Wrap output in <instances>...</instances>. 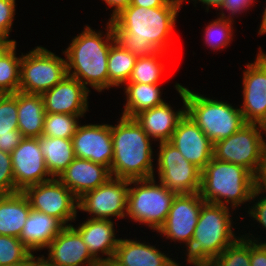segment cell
<instances>
[{
	"mask_svg": "<svg viewBox=\"0 0 266 266\" xmlns=\"http://www.w3.org/2000/svg\"><path fill=\"white\" fill-rule=\"evenodd\" d=\"M264 191L266 192V145L264 148L262 163L255 175V189L251 200H254L260 193H264Z\"/></svg>",
	"mask_w": 266,
	"mask_h": 266,
	"instance_id": "40",
	"label": "cell"
},
{
	"mask_svg": "<svg viewBox=\"0 0 266 266\" xmlns=\"http://www.w3.org/2000/svg\"><path fill=\"white\" fill-rule=\"evenodd\" d=\"M169 142L201 170L213 158V143L187 114L179 121Z\"/></svg>",
	"mask_w": 266,
	"mask_h": 266,
	"instance_id": "18",
	"label": "cell"
},
{
	"mask_svg": "<svg viewBox=\"0 0 266 266\" xmlns=\"http://www.w3.org/2000/svg\"><path fill=\"white\" fill-rule=\"evenodd\" d=\"M48 259L42 255L41 259L48 266H101L91 255L81 235L70 225L49 243Z\"/></svg>",
	"mask_w": 266,
	"mask_h": 266,
	"instance_id": "17",
	"label": "cell"
},
{
	"mask_svg": "<svg viewBox=\"0 0 266 266\" xmlns=\"http://www.w3.org/2000/svg\"><path fill=\"white\" fill-rule=\"evenodd\" d=\"M30 211L23 192L0 195V235L19 238Z\"/></svg>",
	"mask_w": 266,
	"mask_h": 266,
	"instance_id": "26",
	"label": "cell"
},
{
	"mask_svg": "<svg viewBox=\"0 0 266 266\" xmlns=\"http://www.w3.org/2000/svg\"><path fill=\"white\" fill-rule=\"evenodd\" d=\"M114 258L124 266H180L155 246L120 239Z\"/></svg>",
	"mask_w": 266,
	"mask_h": 266,
	"instance_id": "24",
	"label": "cell"
},
{
	"mask_svg": "<svg viewBox=\"0 0 266 266\" xmlns=\"http://www.w3.org/2000/svg\"><path fill=\"white\" fill-rule=\"evenodd\" d=\"M186 114L214 144L236 133L245 123L240 108L213 100L185 87Z\"/></svg>",
	"mask_w": 266,
	"mask_h": 266,
	"instance_id": "6",
	"label": "cell"
},
{
	"mask_svg": "<svg viewBox=\"0 0 266 266\" xmlns=\"http://www.w3.org/2000/svg\"><path fill=\"white\" fill-rule=\"evenodd\" d=\"M211 266H251L250 239L246 235L238 238L213 260Z\"/></svg>",
	"mask_w": 266,
	"mask_h": 266,
	"instance_id": "33",
	"label": "cell"
},
{
	"mask_svg": "<svg viewBox=\"0 0 266 266\" xmlns=\"http://www.w3.org/2000/svg\"><path fill=\"white\" fill-rule=\"evenodd\" d=\"M64 227L55 217L31 209L19 239L31 252L42 250Z\"/></svg>",
	"mask_w": 266,
	"mask_h": 266,
	"instance_id": "23",
	"label": "cell"
},
{
	"mask_svg": "<svg viewBox=\"0 0 266 266\" xmlns=\"http://www.w3.org/2000/svg\"><path fill=\"white\" fill-rule=\"evenodd\" d=\"M154 178L129 180L130 186L135 184V187L128 188L126 215L135 222L147 224L158 231L165 223L177 194L162 183L156 184Z\"/></svg>",
	"mask_w": 266,
	"mask_h": 266,
	"instance_id": "7",
	"label": "cell"
},
{
	"mask_svg": "<svg viewBox=\"0 0 266 266\" xmlns=\"http://www.w3.org/2000/svg\"><path fill=\"white\" fill-rule=\"evenodd\" d=\"M41 260V257H35L33 254L24 262L13 265V266H36V264Z\"/></svg>",
	"mask_w": 266,
	"mask_h": 266,
	"instance_id": "47",
	"label": "cell"
},
{
	"mask_svg": "<svg viewBox=\"0 0 266 266\" xmlns=\"http://www.w3.org/2000/svg\"><path fill=\"white\" fill-rule=\"evenodd\" d=\"M15 15V0H0V34L9 38Z\"/></svg>",
	"mask_w": 266,
	"mask_h": 266,
	"instance_id": "38",
	"label": "cell"
},
{
	"mask_svg": "<svg viewBox=\"0 0 266 266\" xmlns=\"http://www.w3.org/2000/svg\"><path fill=\"white\" fill-rule=\"evenodd\" d=\"M101 266H124L120 264L114 257L109 260H105L101 263Z\"/></svg>",
	"mask_w": 266,
	"mask_h": 266,
	"instance_id": "50",
	"label": "cell"
},
{
	"mask_svg": "<svg viewBox=\"0 0 266 266\" xmlns=\"http://www.w3.org/2000/svg\"><path fill=\"white\" fill-rule=\"evenodd\" d=\"M22 135L18 129L17 92L0 94V136Z\"/></svg>",
	"mask_w": 266,
	"mask_h": 266,
	"instance_id": "34",
	"label": "cell"
},
{
	"mask_svg": "<svg viewBox=\"0 0 266 266\" xmlns=\"http://www.w3.org/2000/svg\"><path fill=\"white\" fill-rule=\"evenodd\" d=\"M11 158L15 187L19 191L52 179L39 146V138L24 137L11 152Z\"/></svg>",
	"mask_w": 266,
	"mask_h": 266,
	"instance_id": "14",
	"label": "cell"
},
{
	"mask_svg": "<svg viewBox=\"0 0 266 266\" xmlns=\"http://www.w3.org/2000/svg\"><path fill=\"white\" fill-rule=\"evenodd\" d=\"M183 1L170 0L156 8L130 4L111 20L115 42L138 57L166 52Z\"/></svg>",
	"mask_w": 266,
	"mask_h": 266,
	"instance_id": "1",
	"label": "cell"
},
{
	"mask_svg": "<svg viewBox=\"0 0 266 266\" xmlns=\"http://www.w3.org/2000/svg\"><path fill=\"white\" fill-rule=\"evenodd\" d=\"M18 129L23 137L42 136L45 107L42 95L17 92Z\"/></svg>",
	"mask_w": 266,
	"mask_h": 266,
	"instance_id": "25",
	"label": "cell"
},
{
	"mask_svg": "<svg viewBox=\"0 0 266 266\" xmlns=\"http://www.w3.org/2000/svg\"><path fill=\"white\" fill-rule=\"evenodd\" d=\"M67 75L66 59L37 46L26 55L22 53L19 91L42 95Z\"/></svg>",
	"mask_w": 266,
	"mask_h": 266,
	"instance_id": "9",
	"label": "cell"
},
{
	"mask_svg": "<svg viewBox=\"0 0 266 266\" xmlns=\"http://www.w3.org/2000/svg\"><path fill=\"white\" fill-rule=\"evenodd\" d=\"M15 40L9 38H0V59L14 46Z\"/></svg>",
	"mask_w": 266,
	"mask_h": 266,
	"instance_id": "46",
	"label": "cell"
},
{
	"mask_svg": "<svg viewBox=\"0 0 266 266\" xmlns=\"http://www.w3.org/2000/svg\"><path fill=\"white\" fill-rule=\"evenodd\" d=\"M175 88L180 94L183 102V110L174 112L168 103H162L151 109L144 110L134 118L141 125L147 135L159 142L169 141L179 121L186 114L185 87L176 83Z\"/></svg>",
	"mask_w": 266,
	"mask_h": 266,
	"instance_id": "20",
	"label": "cell"
},
{
	"mask_svg": "<svg viewBox=\"0 0 266 266\" xmlns=\"http://www.w3.org/2000/svg\"><path fill=\"white\" fill-rule=\"evenodd\" d=\"M243 73L242 112L245 123L266 126V54L259 51Z\"/></svg>",
	"mask_w": 266,
	"mask_h": 266,
	"instance_id": "13",
	"label": "cell"
},
{
	"mask_svg": "<svg viewBox=\"0 0 266 266\" xmlns=\"http://www.w3.org/2000/svg\"><path fill=\"white\" fill-rule=\"evenodd\" d=\"M254 3V0H225L224 3L221 5V11L222 9L229 10L232 15H235L236 13H241L243 10H246L249 8V6Z\"/></svg>",
	"mask_w": 266,
	"mask_h": 266,
	"instance_id": "42",
	"label": "cell"
},
{
	"mask_svg": "<svg viewBox=\"0 0 266 266\" xmlns=\"http://www.w3.org/2000/svg\"><path fill=\"white\" fill-rule=\"evenodd\" d=\"M138 56L122 48L118 43L111 45L108 55L109 87H118L128 82Z\"/></svg>",
	"mask_w": 266,
	"mask_h": 266,
	"instance_id": "29",
	"label": "cell"
},
{
	"mask_svg": "<svg viewBox=\"0 0 266 266\" xmlns=\"http://www.w3.org/2000/svg\"><path fill=\"white\" fill-rule=\"evenodd\" d=\"M159 144L157 169L160 183L177 195L199 192L202 170L186 160L169 141Z\"/></svg>",
	"mask_w": 266,
	"mask_h": 266,
	"instance_id": "11",
	"label": "cell"
},
{
	"mask_svg": "<svg viewBox=\"0 0 266 266\" xmlns=\"http://www.w3.org/2000/svg\"><path fill=\"white\" fill-rule=\"evenodd\" d=\"M111 132L113 141L111 176L126 180L153 178L151 139L136 119L121 116L117 125H111Z\"/></svg>",
	"mask_w": 266,
	"mask_h": 266,
	"instance_id": "3",
	"label": "cell"
},
{
	"mask_svg": "<svg viewBox=\"0 0 266 266\" xmlns=\"http://www.w3.org/2000/svg\"><path fill=\"white\" fill-rule=\"evenodd\" d=\"M72 142L75 157L101 164L110 170L113 160L111 125H78Z\"/></svg>",
	"mask_w": 266,
	"mask_h": 266,
	"instance_id": "16",
	"label": "cell"
},
{
	"mask_svg": "<svg viewBox=\"0 0 266 266\" xmlns=\"http://www.w3.org/2000/svg\"><path fill=\"white\" fill-rule=\"evenodd\" d=\"M129 185V180L111 177L78 198V209L92 214L93 219L125 218Z\"/></svg>",
	"mask_w": 266,
	"mask_h": 266,
	"instance_id": "12",
	"label": "cell"
},
{
	"mask_svg": "<svg viewBox=\"0 0 266 266\" xmlns=\"http://www.w3.org/2000/svg\"><path fill=\"white\" fill-rule=\"evenodd\" d=\"M259 35L266 34V7L263 12L262 22L260 24Z\"/></svg>",
	"mask_w": 266,
	"mask_h": 266,
	"instance_id": "49",
	"label": "cell"
},
{
	"mask_svg": "<svg viewBox=\"0 0 266 266\" xmlns=\"http://www.w3.org/2000/svg\"><path fill=\"white\" fill-rule=\"evenodd\" d=\"M126 83L127 102L124 105L122 116L134 118L140 112L164 103V100L161 99V91L158 84Z\"/></svg>",
	"mask_w": 266,
	"mask_h": 266,
	"instance_id": "28",
	"label": "cell"
},
{
	"mask_svg": "<svg viewBox=\"0 0 266 266\" xmlns=\"http://www.w3.org/2000/svg\"><path fill=\"white\" fill-rule=\"evenodd\" d=\"M24 137L22 135H4L0 136V150L11 154V152L20 144Z\"/></svg>",
	"mask_w": 266,
	"mask_h": 266,
	"instance_id": "43",
	"label": "cell"
},
{
	"mask_svg": "<svg viewBox=\"0 0 266 266\" xmlns=\"http://www.w3.org/2000/svg\"><path fill=\"white\" fill-rule=\"evenodd\" d=\"M111 177L110 170L106 166L75 157L58 179L77 198H80L84 193L96 189Z\"/></svg>",
	"mask_w": 266,
	"mask_h": 266,
	"instance_id": "21",
	"label": "cell"
},
{
	"mask_svg": "<svg viewBox=\"0 0 266 266\" xmlns=\"http://www.w3.org/2000/svg\"><path fill=\"white\" fill-rule=\"evenodd\" d=\"M105 3L108 4L109 7H114L113 12L111 14V18L109 19L110 21L118 15L123 9L128 7L131 4L132 0H104Z\"/></svg>",
	"mask_w": 266,
	"mask_h": 266,
	"instance_id": "44",
	"label": "cell"
},
{
	"mask_svg": "<svg viewBox=\"0 0 266 266\" xmlns=\"http://www.w3.org/2000/svg\"><path fill=\"white\" fill-rule=\"evenodd\" d=\"M106 27L104 40L102 32L97 33L86 26L63 52L68 75L76 78L85 87L89 84L98 92L109 89L108 55L115 42L110 20Z\"/></svg>",
	"mask_w": 266,
	"mask_h": 266,
	"instance_id": "2",
	"label": "cell"
},
{
	"mask_svg": "<svg viewBox=\"0 0 266 266\" xmlns=\"http://www.w3.org/2000/svg\"><path fill=\"white\" fill-rule=\"evenodd\" d=\"M266 127L244 124L236 133L213 144V158L234 163L248 169L254 176L262 163L266 140L262 137Z\"/></svg>",
	"mask_w": 266,
	"mask_h": 266,
	"instance_id": "8",
	"label": "cell"
},
{
	"mask_svg": "<svg viewBox=\"0 0 266 266\" xmlns=\"http://www.w3.org/2000/svg\"><path fill=\"white\" fill-rule=\"evenodd\" d=\"M39 146L51 178H58L75 159L72 139L42 135Z\"/></svg>",
	"mask_w": 266,
	"mask_h": 266,
	"instance_id": "27",
	"label": "cell"
},
{
	"mask_svg": "<svg viewBox=\"0 0 266 266\" xmlns=\"http://www.w3.org/2000/svg\"><path fill=\"white\" fill-rule=\"evenodd\" d=\"M22 192L31 209L55 217L64 226L76 219L78 198L58 178L28 186Z\"/></svg>",
	"mask_w": 266,
	"mask_h": 266,
	"instance_id": "10",
	"label": "cell"
},
{
	"mask_svg": "<svg viewBox=\"0 0 266 266\" xmlns=\"http://www.w3.org/2000/svg\"><path fill=\"white\" fill-rule=\"evenodd\" d=\"M254 189L255 176L241 165L212 158L202 169L199 194L205 202L235 209L251 200Z\"/></svg>",
	"mask_w": 266,
	"mask_h": 266,
	"instance_id": "5",
	"label": "cell"
},
{
	"mask_svg": "<svg viewBox=\"0 0 266 266\" xmlns=\"http://www.w3.org/2000/svg\"><path fill=\"white\" fill-rule=\"evenodd\" d=\"M228 206L205 202L199 213L193 238L188 240L187 262L194 266H211L213 260L239 237L232 232Z\"/></svg>",
	"mask_w": 266,
	"mask_h": 266,
	"instance_id": "4",
	"label": "cell"
},
{
	"mask_svg": "<svg viewBox=\"0 0 266 266\" xmlns=\"http://www.w3.org/2000/svg\"><path fill=\"white\" fill-rule=\"evenodd\" d=\"M114 222L107 219L90 218L77 228L71 225L82 237L91 255L101 264L114 257L120 239L115 238ZM98 252L107 255L101 258Z\"/></svg>",
	"mask_w": 266,
	"mask_h": 266,
	"instance_id": "22",
	"label": "cell"
},
{
	"mask_svg": "<svg viewBox=\"0 0 266 266\" xmlns=\"http://www.w3.org/2000/svg\"><path fill=\"white\" fill-rule=\"evenodd\" d=\"M258 202H256L251 209H249L248 213L251 217L255 218L259 224H262V227L266 229V196L265 198H259Z\"/></svg>",
	"mask_w": 266,
	"mask_h": 266,
	"instance_id": "41",
	"label": "cell"
},
{
	"mask_svg": "<svg viewBox=\"0 0 266 266\" xmlns=\"http://www.w3.org/2000/svg\"><path fill=\"white\" fill-rule=\"evenodd\" d=\"M164 53L163 51H158L148 56H139L128 82L159 84L165 67L159 60L164 56Z\"/></svg>",
	"mask_w": 266,
	"mask_h": 266,
	"instance_id": "30",
	"label": "cell"
},
{
	"mask_svg": "<svg viewBox=\"0 0 266 266\" xmlns=\"http://www.w3.org/2000/svg\"><path fill=\"white\" fill-rule=\"evenodd\" d=\"M36 266H48L42 259L36 264Z\"/></svg>",
	"mask_w": 266,
	"mask_h": 266,
	"instance_id": "51",
	"label": "cell"
},
{
	"mask_svg": "<svg viewBox=\"0 0 266 266\" xmlns=\"http://www.w3.org/2000/svg\"><path fill=\"white\" fill-rule=\"evenodd\" d=\"M205 201L199 192L176 195L165 223L157 232L167 239L186 243L193 238L194 229L198 223L199 213Z\"/></svg>",
	"mask_w": 266,
	"mask_h": 266,
	"instance_id": "15",
	"label": "cell"
},
{
	"mask_svg": "<svg viewBox=\"0 0 266 266\" xmlns=\"http://www.w3.org/2000/svg\"><path fill=\"white\" fill-rule=\"evenodd\" d=\"M170 0H132L131 5L144 8H156L166 5Z\"/></svg>",
	"mask_w": 266,
	"mask_h": 266,
	"instance_id": "45",
	"label": "cell"
},
{
	"mask_svg": "<svg viewBox=\"0 0 266 266\" xmlns=\"http://www.w3.org/2000/svg\"><path fill=\"white\" fill-rule=\"evenodd\" d=\"M14 45L0 59V94H13L19 91L21 57H16Z\"/></svg>",
	"mask_w": 266,
	"mask_h": 266,
	"instance_id": "31",
	"label": "cell"
},
{
	"mask_svg": "<svg viewBox=\"0 0 266 266\" xmlns=\"http://www.w3.org/2000/svg\"><path fill=\"white\" fill-rule=\"evenodd\" d=\"M80 116L61 114V113H46L42 135L55 138L72 139L76 133Z\"/></svg>",
	"mask_w": 266,
	"mask_h": 266,
	"instance_id": "32",
	"label": "cell"
},
{
	"mask_svg": "<svg viewBox=\"0 0 266 266\" xmlns=\"http://www.w3.org/2000/svg\"><path fill=\"white\" fill-rule=\"evenodd\" d=\"M88 92L76 78L67 75L50 90L42 94L46 113L84 116L88 109Z\"/></svg>",
	"mask_w": 266,
	"mask_h": 266,
	"instance_id": "19",
	"label": "cell"
},
{
	"mask_svg": "<svg viewBox=\"0 0 266 266\" xmlns=\"http://www.w3.org/2000/svg\"><path fill=\"white\" fill-rule=\"evenodd\" d=\"M193 1H196V0H193ZM198 1L202 2L203 5L206 4L207 6L206 10L208 11L210 6H215V7L220 8L225 0H198Z\"/></svg>",
	"mask_w": 266,
	"mask_h": 266,
	"instance_id": "48",
	"label": "cell"
},
{
	"mask_svg": "<svg viewBox=\"0 0 266 266\" xmlns=\"http://www.w3.org/2000/svg\"><path fill=\"white\" fill-rule=\"evenodd\" d=\"M250 264L251 266H266V243L257 242L250 238Z\"/></svg>",
	"mask_w": 266,
	"mask_h": 266,
	"instance_id": "39",
	"label": "cell"
},
{
	"mask_svg": "<svg viewBox=\"0 0 266 266\" xmlns=\"http://www.w3.org/2000/svg\"><path fill=\"white\" fill-rule=\"evenodd\" d=\"M20 192L15 187L11 154L0 150V195Z\"/></svg>",
	"mask_w": 266,
	"mask_h": 266,
	"instance_id": "37",
	"label": "cell"
},
{
	"mask_svg": "<svg viewBox=\"0 0 266 266\" xmlns=\"http://www.w3.org/2000/svg\"><path fill=\"white\" fill-rule=\"evenodd\" d=\"M32 254L18 237L0 235V266L20 264Z\"/></svg>",
	"mask_w": 266,
	"mask_h": 266,
	"instance_id": "35",
	"label": "cell"
},
{
	"mask_svg": "<svg viewBox=\"0 0 266 266\" xmlns=\"http://www.w3.org/2000/svg\"><path fill=\"white\" fill-rule=\"evenodd\" d=\"M221 13L220 18L211 22L205 30V43L213 49L225 48L232 39V16L227 17Z\"/></svg>",
	"mask_w": 266,
	"mask_h": 266,
	"instance_id": "36",
	"label": "cell"
}]
</instances>
